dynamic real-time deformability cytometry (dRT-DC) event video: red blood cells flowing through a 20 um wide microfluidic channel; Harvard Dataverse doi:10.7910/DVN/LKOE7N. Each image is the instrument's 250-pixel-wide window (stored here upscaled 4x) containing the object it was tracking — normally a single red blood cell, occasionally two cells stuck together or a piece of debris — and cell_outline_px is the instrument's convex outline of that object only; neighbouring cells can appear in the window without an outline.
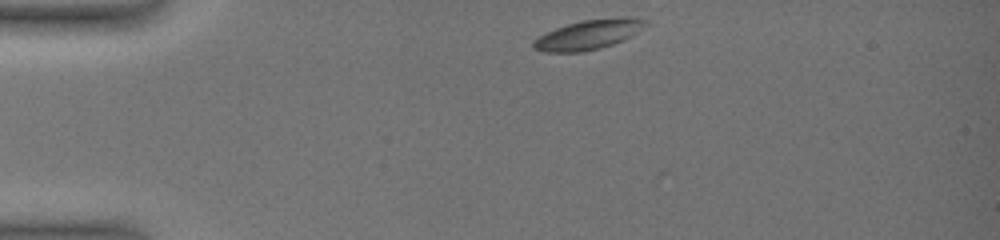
{"species": "common noctule bat (a hibernating species)", "species_latin": "Nyctalus noctula", "temperature_condition": "warm", "stored_images_in_passage": 7, "camera_frame_rate_fps": 3000, "um_per_image_px": 0.085, "animal": {"sex": "female", "body_mass_g": 19.0, "forearm_length_mm": 51.5}, "frame": {"image": 1, "passage_image": 1, "time_ms": 0.0, "image_size_px": [1000, 240], "cell_outline_px": [[648, 24], [632, 36], [624, 40], [600, 48], [584, 52], [544, 52], [532, 48], [532, 40], [556, 28], [580, 20], [624, 16], [632, 16], [648, 20]], "centroid_in_image_um": [50.07, 2.93], "position_along_channel_um": 34.9, "area_um2": 19.65}}